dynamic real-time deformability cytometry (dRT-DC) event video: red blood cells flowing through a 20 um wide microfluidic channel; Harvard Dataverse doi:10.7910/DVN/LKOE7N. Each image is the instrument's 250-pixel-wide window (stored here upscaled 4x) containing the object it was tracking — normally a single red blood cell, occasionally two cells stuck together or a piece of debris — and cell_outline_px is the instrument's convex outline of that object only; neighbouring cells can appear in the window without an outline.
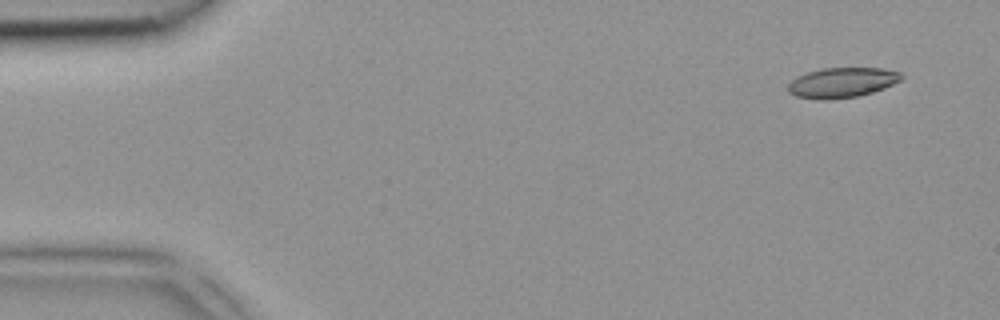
{"species": "common noctule bat (a hibernating species)", "species_latin": "Nyctalus noctula", "temperature_condition": "room temperature", "stored_images_in_passage": 4, "segment_of_instrument_passage": [1, 2], "camera_frame_rate_fps": 3000, "um_per_image_px": 0.085, "animal": {"sex": "female", "body_mass_g": 18.4}, "frame": {"image": 1, "passage_image": 1, "time_ms": 0.0, "image_size_px": [1000, 320], "cell_outline_px": [[904, 76], [900, 80], [884, 88], [860, 96], [828, 100], [820, 100], [796, 96], [788, 92], [788, 84], [796, 76], [820, 68], [884, 68], [900, 72]], "centroid_in_image_um": [71.56, 7.02], "position_along_channel_um": 13.4, "area_um2": 20.0}}